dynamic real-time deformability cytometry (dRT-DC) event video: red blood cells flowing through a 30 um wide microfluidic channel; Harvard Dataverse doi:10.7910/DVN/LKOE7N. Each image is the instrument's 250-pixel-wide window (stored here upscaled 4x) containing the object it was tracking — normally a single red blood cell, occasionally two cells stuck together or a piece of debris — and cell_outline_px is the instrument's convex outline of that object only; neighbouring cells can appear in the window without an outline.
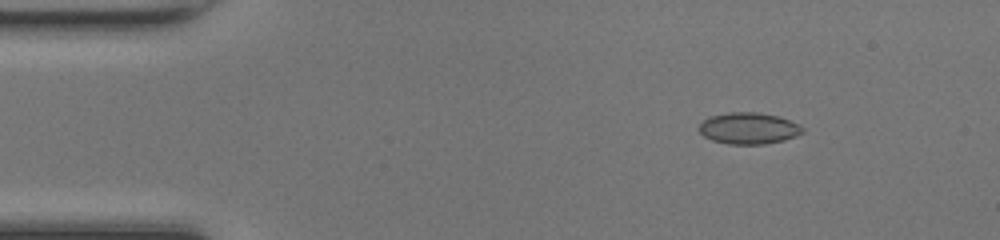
{"species": "common noctule bat (a hibernating species)", "species_latin": "Nyctalus noctula", "temperature_condition": "room temperature", "stored_images_in_passage": 49, "camera_frame_rate_fps": 3000, "um_per_image_px": 0.085, "animal": {"sex": "female", "body_mass_g": 17.0, "forearm_length_mm": 48.0}, "frame": {"image": 1, "passage_image": 7, "time_ms": 2.0, "image_size_px": [1000, 240], "cell_outline_px": [[804, 132], [796, 136], [784, 140], [764, 144], [728, 144], [712, 140], [704, 136], [700, 132], [700, 124], [708, 116], [728, 112], [756, 112], [780, 116], [800, 124], [804, 128]], "centroid_in_image_um": [63.67, 10.9], "position_along_channel_um": 21.3, "area_um2": 19.13}}
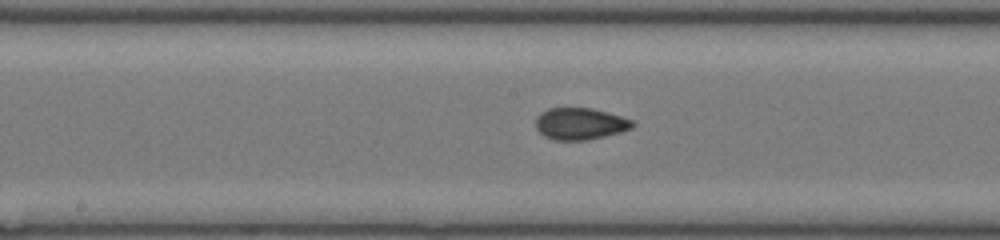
{"frame": {"image": 2, "passage_image": 25, "time_ms": 8.0, "image_size_px": [1000, 240], "cell_outline_px": [[636, 124], [632, 128], [620, 132], [588, 140], [556, 140], [544, 136], [536, 128], [536, 116], [540, 112], [548, 108], [592, 108], [636, 120]], "centroid_in_image_um": [49.33, 10.51], "position_along_channel_um": 198.9, "area_um2": 18.09}}
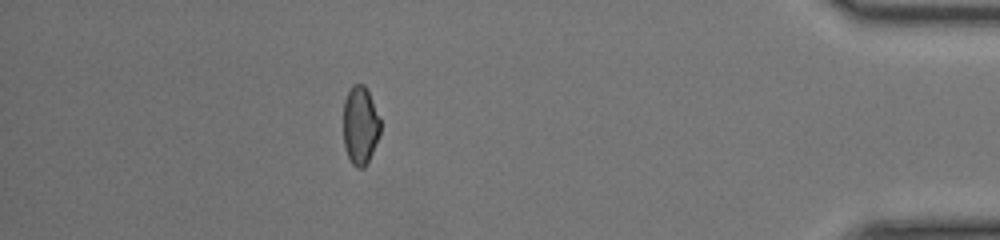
{"frame": {"image": 3, "passage_image": 43, "time_ms": 14.0, "image_size_px": [1000, 240], "cell_outline_px": [[380, 132], [372, 152], [364, 168], [356, 168], [352, 164], [344, 148], [344, 100], [352, 84], [364, 84], [368, 92], [380, 120]], "centroid_in_image_um": [30.6, 10.67], "position_along_channel_um": 404.6, "area_um2": 16.65}, "authors_computed_cell_mechanics": {"area_um2": 17.8024, "velocity_mm_per_s": 4.3047, "shape_relaxation_time_tau1_ms": 5.666, "shape_relaxation_time_tau2_ms": 1.0998, "deformation_change_tau1": 0.1348, "deformation_change_tau2": 0.0489}}